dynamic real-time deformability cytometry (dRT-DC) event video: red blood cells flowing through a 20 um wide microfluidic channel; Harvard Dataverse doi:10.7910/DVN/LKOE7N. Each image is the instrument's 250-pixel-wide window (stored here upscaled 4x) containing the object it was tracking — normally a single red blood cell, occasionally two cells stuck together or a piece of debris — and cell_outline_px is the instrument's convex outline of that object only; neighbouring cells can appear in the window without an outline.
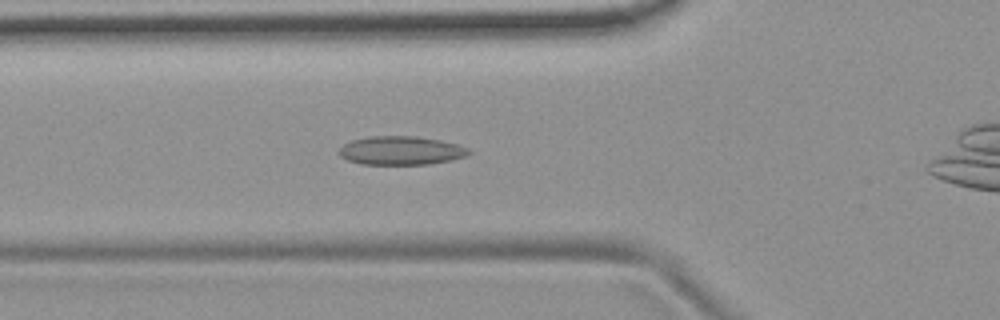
{"species": "common noctule bat (a hibernating species)", "species_latin": "Nyctalus noctula", "temperature_condition": "room temperature", "stored_images_in_passage": 39, "camera_frame_rate_fps": 3000, "um_per_image_px": 0.085, "animal": {"sex": "female", "body_mass_g": 19.9}, "frame": {"image": 1, "passage_image": 7, "time_ms": 2.0, "image_size_px": [1000, 320], "cell_outline_px": [[472, 152], [464, 156], [448, 160], [428, 164], [360, 164], [348, 160], [340, 156], [336, 152], [344, 144], [352, 140], [368, 136], [416, 136], [440, 140], [456, 144], [468, 148]], "centroid_in_image_um": [34.03, 12.79], "position_along_channel_um": 91.8, "area_um2": 21.56}}
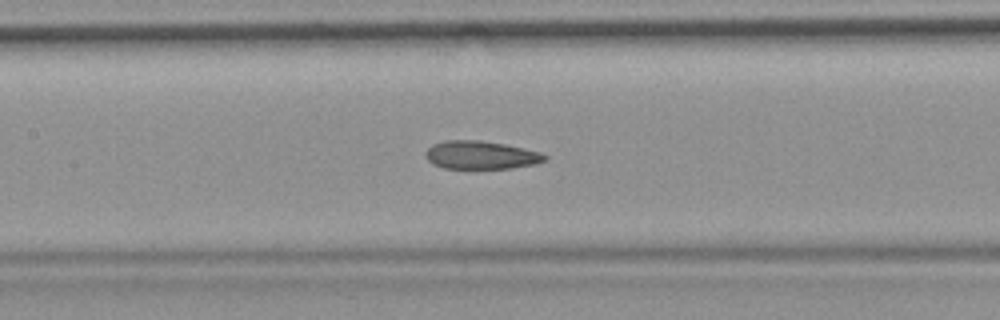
{"frame": {"image": 2, "passage_image": 13, "time_ms": 4.0, "image_size_px": [1000, 320], "cell_outline_px": [[548, 160], [536, 164], [512, 168], [444, 168], [432, 164], [424, 156], [424, 152], [432, 144], [444, 140], [480, 140], [504, 144], [524, 148], [540, 152], [548, 156]], "centroid_in_image_um": [40.87, 13.17], "position_along_channel_um": 166.5, "area_um2": 19.77}}
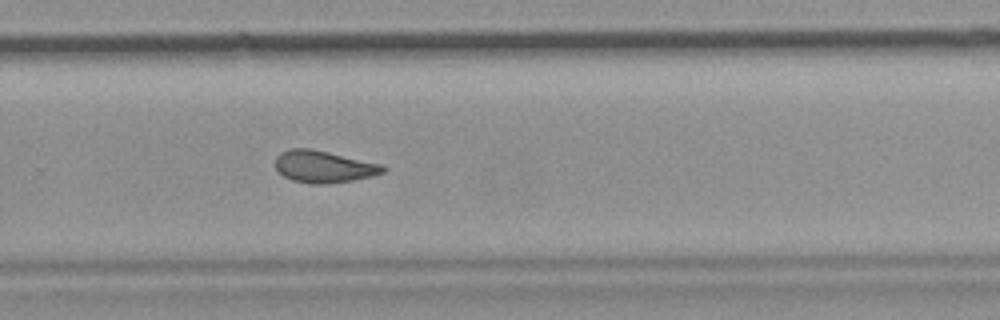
{"frame": {"image": 3, "passage_image": 24, "time_ms": 7.667, "image_size_px": [1000, 320], "cell_outline_px": [[388, 168], [384, 172], [372, 176], [352, 180], [328, 184], [308, 184], [292, 180], [284, 176], [276, 168], [276, 156], [280, 152], [288, 148], [308, 148], [328, 152], [384, 164]], "centroid_in_image_um": [27.53, 14.16], "position_along_channel_um": 302.3, "area_um2": 20.23}, "authors_computed_cell_mechanics": {"area_um2": 20.0566, "velocity_mm_per_s": 3.7193, "shape_relaxation_time_tau1_ms": null, "shape_relaxation_time_tau2_ms": 2.5868, "deformation_change_tau1": null, "deformation_change_tau2": 0.0978}}